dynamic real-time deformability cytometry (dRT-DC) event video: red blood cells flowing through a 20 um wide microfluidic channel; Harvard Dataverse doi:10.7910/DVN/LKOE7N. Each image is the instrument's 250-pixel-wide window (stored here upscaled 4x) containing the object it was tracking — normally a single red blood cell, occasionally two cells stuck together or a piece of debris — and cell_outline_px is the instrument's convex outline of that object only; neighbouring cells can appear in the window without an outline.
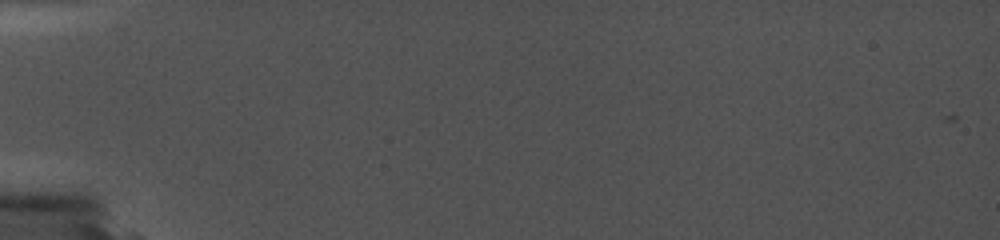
{"species": "common noctule bat (a hibernating species)", "species_latin": "Nyctalus noctula", "temperature_condition": "cold", "stored_images_in_passage": 2, "camera_frame_rate_fps": 5000, "um_per_image_px": 0.085, "animal": {"sex": "female", "body_mass_g": 19.0, "forearm_length_mm": 56.7}, "frame": {"image": 1, "passage_image": 2, "time_ms": 1.4, "image_size_px": [1000, 240], "cell_outline_px": [[660, 132], [656, 136], [628, 140], [560, 136], [504, 132], [500, 128], [508, 124], [648, 128]], "centroid_in_image_um": [49.52, 11.18], "position_along_channel_um": 35.5, "area_um2": 11.56}}